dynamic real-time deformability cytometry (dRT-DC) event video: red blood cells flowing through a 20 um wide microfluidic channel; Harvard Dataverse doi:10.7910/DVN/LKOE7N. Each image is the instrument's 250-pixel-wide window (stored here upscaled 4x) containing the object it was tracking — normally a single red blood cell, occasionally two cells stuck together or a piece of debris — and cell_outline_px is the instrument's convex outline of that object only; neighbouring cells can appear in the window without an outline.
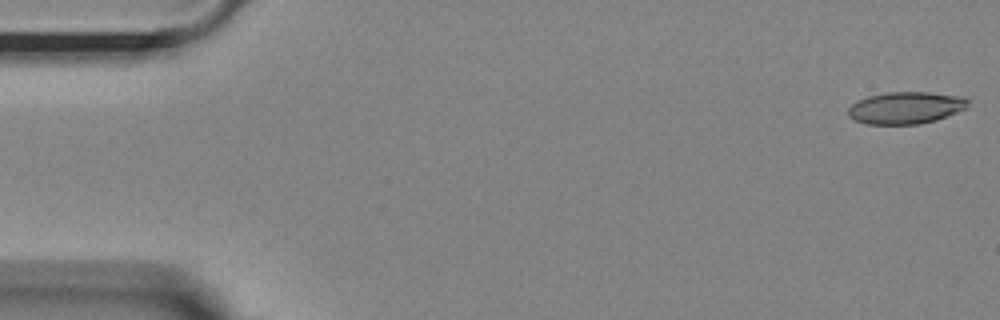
{"species": "Egyptian fruit bat (a non-hibernating species)", "species_latin": "Rousettus aegyptiacus", "temperature_condition": "room temperature", "stored_images_in_passage": 55, "segment_of_instrument_passage": [1, 2], "camera_frame_rate_fps": 3000, "um_per_image_px": 0.085, "animal": {"sex": "female"}, "frame": {"image": 1, "passage_image": 1, "time_ms": 0.0, "image_size_px": [1000, 320], "cell_outline_px": [[968, 108], [936, 120], [920, 124], [868, 124], [856, 120], [848, 116], [848, 108], [856, 100], [868, 96], [888, 92], [928, 92], [964, 96], [968, 100]], "centroid_in_image_um": [77.0, 9.15], "position_along_channel_um": 8.0, "area_um2": 22.48}}
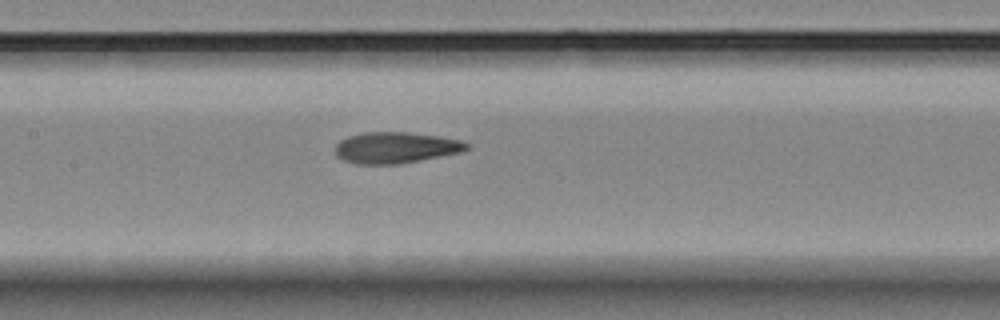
{"frame": {"image": 2, "passage_image": 25, "time_ms": 8.0, "image_size_px": [1000, 320], "cell_outline_px": [[468, 148], [460, 152], [400, 164], [356, 164], [344, 160], [336, 156], [336, 144], [340, 140], [348, 136], [364, 132], [408, 132], [440, 136], [460, 140], [468, 144]], "centroid_in_image_um": [33.6, 12.54], "position_along_channel_um": 173.8, "area_um2": 23.81}}
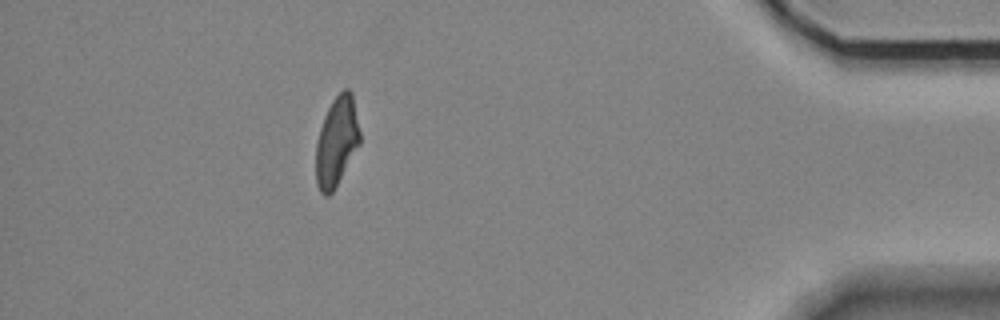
{"frame": {"image": 3, "passage_image": 48, "time_ms": 15.667, "image_size_px": [1000, 320], "cell_outline_px": [[360, 144], [332, 192], [328, 196], [324, 196], [320, 192], [316, 184], [316, 144], [320, 128], [324, 116], [332, 100], [344, 88], [348, 88], [352, 92], [360, 132]], "centroid_in_image_um": [28.61, 12.02], "position_along_channel_um": 406.6, "area_um2": 22.83}}